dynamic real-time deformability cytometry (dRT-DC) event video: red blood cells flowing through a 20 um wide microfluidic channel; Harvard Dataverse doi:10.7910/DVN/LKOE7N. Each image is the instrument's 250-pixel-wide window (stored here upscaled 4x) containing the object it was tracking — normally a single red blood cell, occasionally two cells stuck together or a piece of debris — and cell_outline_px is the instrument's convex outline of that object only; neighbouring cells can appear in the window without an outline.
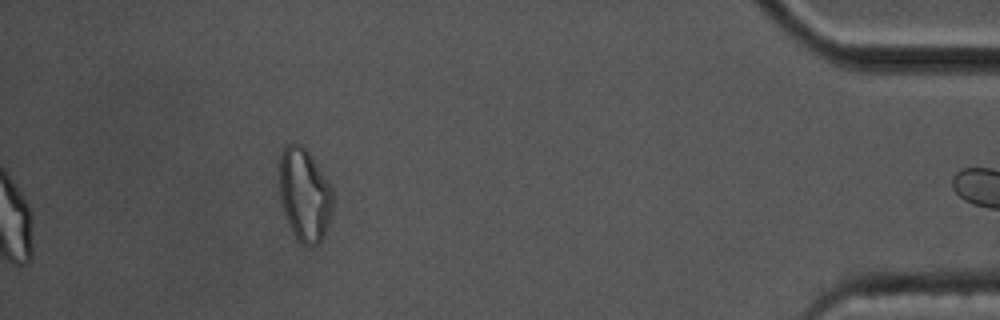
{"species": "common noctule bat (a hibernating species)", "species_latin": "Nyctalus noctula", "temperature_condition": "cold", "stored_images_in_passage": 46, "segment_of_instrument_passage": [2, 2], "camera_frame_rate_fps": 3000, "um_per_image_px": 0.085, "animal": {"sex": "male", "body_mass_g": 17.5, "forearm_length_mm": 52.3}, "frame": {"image": 1, "passage_image": 46, "time_ms": 15.0, "image_size_px": [1000, 320], "cell_outline_px": [[332, 212], [324, 236], [320, 244], [312, 248], [300, 244], [296, 240], [280, 204], [280, 152], [288, 144], [300, 144], [308, 152], [328, 180], [332, 188]], "centroid_in_image_um": [25.89, 16.62], "position_along_channel_um": 409.3, "area_um2": 29.19}}